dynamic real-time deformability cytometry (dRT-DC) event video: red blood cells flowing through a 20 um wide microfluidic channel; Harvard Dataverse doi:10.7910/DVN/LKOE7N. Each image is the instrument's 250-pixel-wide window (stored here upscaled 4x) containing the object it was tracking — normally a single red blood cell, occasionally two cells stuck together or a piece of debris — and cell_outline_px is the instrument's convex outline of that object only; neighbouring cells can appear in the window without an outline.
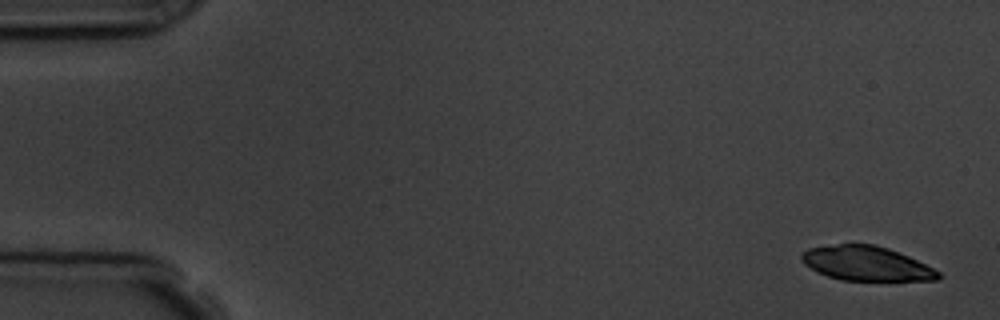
{"species": "common noctule bat (a hibernating species)", "species_latin": "Nyctalus noctula", "temperature_condition": "room temperature", "stored_images_in_passage": 5, "camera_frame_rate_fps": 3000, "um_per_image_px": 0.085, "animal": {"sex": "male", "body_mass_g": 19.5, "forearm_length_mm": 54.6}, "frame": {"image": 1, "passage_image": 1, "time_ms": 0.0, "image_size_px": [1000, 320], "cell_outline_px": [[940, 280], [840, 280], [828, 276], [804, 264], [800, 256], [800, 252], [808, 248], [840, 244], [876, 244], [888, 248], [908, 256], [940, 272]], "centroid_in_image_um": [73.62, 22.39], "position_along_channel_um": 11.4, "area_um2": 27.17}}